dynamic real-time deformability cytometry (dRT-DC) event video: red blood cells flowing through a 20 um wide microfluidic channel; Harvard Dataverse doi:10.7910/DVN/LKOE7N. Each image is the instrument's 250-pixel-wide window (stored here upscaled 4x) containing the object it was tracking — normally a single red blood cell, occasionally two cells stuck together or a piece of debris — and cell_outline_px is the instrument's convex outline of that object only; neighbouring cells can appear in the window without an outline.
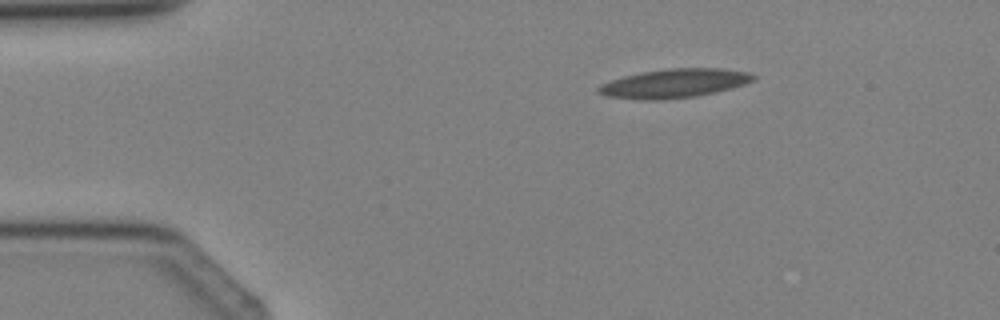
{"species": "Egyptian fruit bat (a non-hibernating species)", "species_latin": "Rousettus aegyptiacus", "temperature_condition": "cold", "stored_images_in_passage": 3, "camera_frame_rate_fps": 3000, "um_per_image_px": 0.085, "animal": {"sex": "female"}, "frame": {"image": 1, "passage_image": 2, "time_ms": 1.333, "image_size_px": [1000, 320], "cell_outline_px": [[756, 80], [732, 88], [696, 96], [660, 100], [640, 100], [608, 96], [596, 92], [596, 88], [600, 84], [624, 76], [640, 72], [668, 68], [720, 68], [748, 72], [756, 76]], "centroid_in_image_um": [57.3, 7.08], "position_along_channel_um": 27.7, "area_um2": 26.18}}